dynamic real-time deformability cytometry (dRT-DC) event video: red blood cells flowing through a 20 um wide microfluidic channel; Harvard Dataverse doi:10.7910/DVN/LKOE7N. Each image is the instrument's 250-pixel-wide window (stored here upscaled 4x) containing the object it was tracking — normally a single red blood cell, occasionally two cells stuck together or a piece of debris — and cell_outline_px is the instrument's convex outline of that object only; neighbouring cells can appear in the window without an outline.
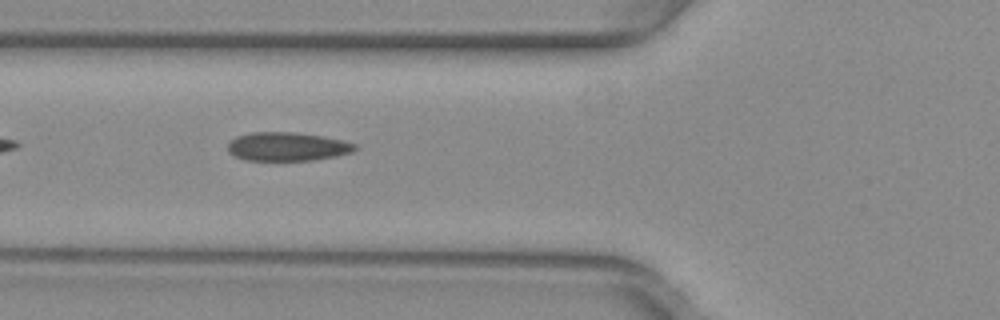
{"species": "common noctule bat (a hibernating species)", "species_latin": "Nyctalus noctula", "temperature_condition": "warm", "stored_images_in_passage": 37, "camera_frame_rate_fps": 3000, "um_per_image_px": 0.085, "animal": {"sex": "female", "body_mass_g": 29.2, "forearm_length_mm": 56.3}, "frame": {"image": 1, "passage_image": 5, "time_ms": 1.333, "image_size_px": [1000, 320], "cell_outline_px": [[360, 148], [352, 152], [336, 156], [312, 160], [244, 160], [228, 152], [228, 140], [236, 136], [252, 132], [296, 132], [324, 136], [344, 140], [356, 144]], "centroid_in_image_um": [24.44, 12.45], "position_along_channel_um": 101.4, "area_um2": 21.5}}
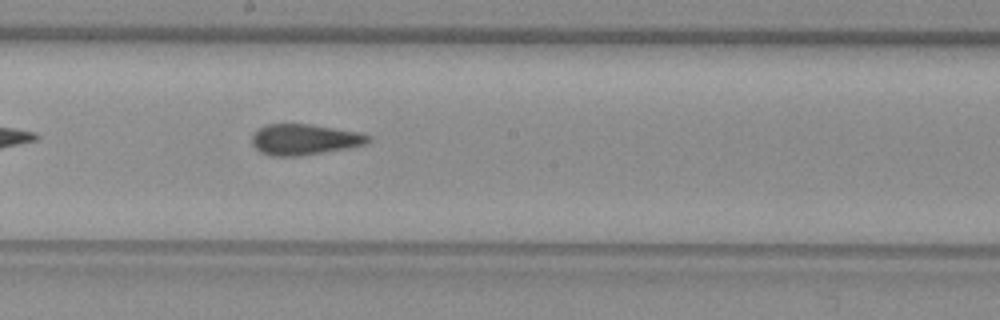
{"frame": {"image": 2, "passage_image": 14, "time_ms": 4.333, "image_size_px": [1000, 320], "cell_outline_px": [[372, 140], [368, 144], [348, 148], [300, 156], [272, 156], [260, 152], [252, 144], [252, 132], [268, 124], [308, 124], [360, 132], [372, 136]], "centroid_in_image_um": [25.91, 11.86], "position_along_channel_um": 222.3, "area_um2": 21.04}}
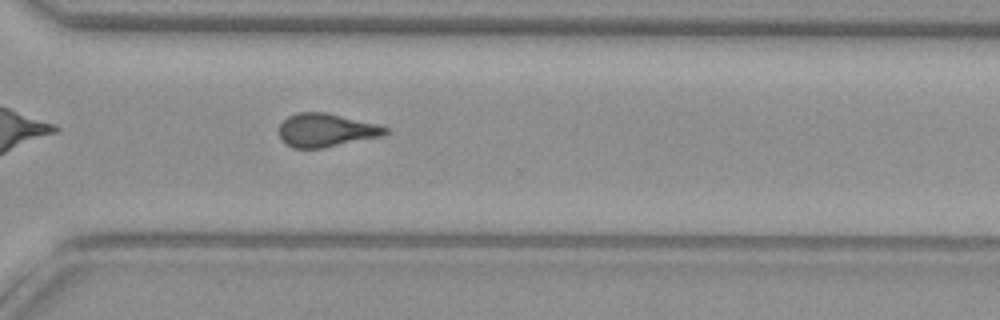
{"frame": {"image": 3, "passage_image": 23, "time_ms": 7.333, "image_size_px": [1000, 320], "cell_outline_px": [[388, 132], [380, 136], [324, 148], [292, 148], [284, 144], [280, 140], [280, 124], [288, 116], [296, 112], [324, 112], [376, 124], [388, 128]], "centroid_in_image_um": [27.65, 11.07], "position_along_channel_um": 342.9, "area_um2": 20.52}, "authors_computed_cell_mechanics": {"area_um2": 21.1548, "velocity_mm_per_s": 4.0241, "shape_relaxation_time_tau1_ms": null, "shape_relaxation_time_tau2_ms": 1.8232, "deformation_change_tau1": null, "deformation_change_tau2": 0.098}}